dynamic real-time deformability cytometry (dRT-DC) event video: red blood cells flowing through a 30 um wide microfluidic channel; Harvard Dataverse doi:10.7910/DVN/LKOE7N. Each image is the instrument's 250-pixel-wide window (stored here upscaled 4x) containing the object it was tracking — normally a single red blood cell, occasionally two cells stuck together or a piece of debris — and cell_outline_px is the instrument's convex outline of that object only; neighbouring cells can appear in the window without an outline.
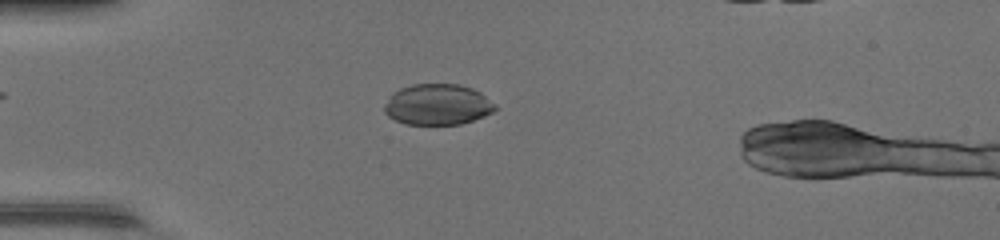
{"species": "common noctule bat (a hibernating species)", "species_latin": "Nyctalus noctula", "temperature_condition": "warm", "stored_images_in_passage": 48, "camera_frame_rate_fps": 3000, "um_per_image_px": 0.085, "animal": {"sex": "female", "body_mass_g": 17.0, "forearm_length_mm": 48.0}, "frame": {"image": 1, "passage_image": 15, "time_ms": 4.667, "image_size_px": [1000, 240], "cell_outline_px": [[496, 108], [492, 112], [484, 116], [460, 124], [404, 124], [388, 116], [384, 112], [384, 104], [388, 96], [392, 92], [400, 88], [412, 84], [460, 84], [472, 88], [480, 92], [496, 104]], "centroid_in_image_um": [37.16, 8.87], "position_along_channel_um": 47.8, "area_um2": 26.53}}
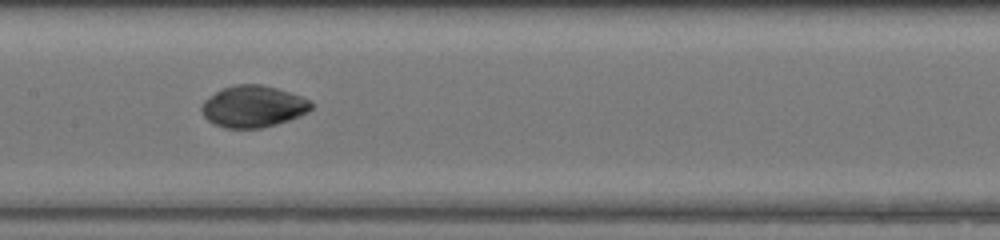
{"frame": {"image": 2, "passage_image": 26, "time_ms": 8.333, "image_size_px": [1000, 240], "cell_outline_px": [[312, 108], [308, 112], [300, 116], [276, 124], [260, 128], [224, 128], [212, 124], [204, 116], [200, 108], [204, 100], [216, 92], [224, 88], [236, 84], [260, 84], [276, 88], [312, 100]], "centroid_in_image_um": [21.51, 9.06], "position_along_channel_um": 185.9, "area_um2": 26.59}}
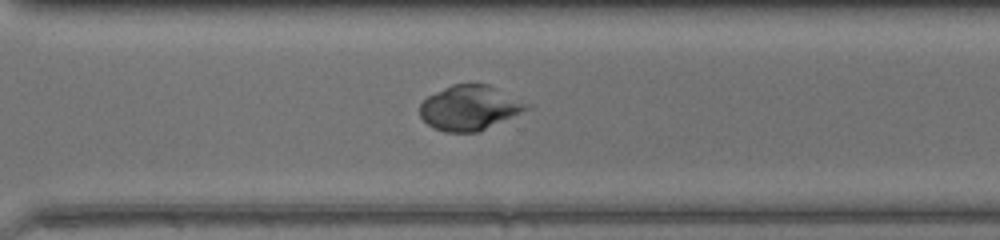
{"frame": {"image": 3, "passage_image": 36, "time_ms": 11.667, "image_size_px": [1000, 240], "cell_outline_px": [[532, 108], [480, 132], [444, 132], [432, 128], [420, 116], [420, 104], [428, 96], [452, 84], [488, 84], [532, 104]], "centroid_in_image_um": [39.96, 9.18], "position_along_channel_um": 330.6, "area_um2": 28.15}, "authors_computed_cell_mechanics": {"area_um2": 26.7614, "velocity_mm_per_s": 4.3674, "shape_relaxation_time_tau1_ms": 4.4949, "shape_relaxation_time_tau2_ms": null, "deformation_change_tau1": 0.0982, "deformation_change_tau2": null}}